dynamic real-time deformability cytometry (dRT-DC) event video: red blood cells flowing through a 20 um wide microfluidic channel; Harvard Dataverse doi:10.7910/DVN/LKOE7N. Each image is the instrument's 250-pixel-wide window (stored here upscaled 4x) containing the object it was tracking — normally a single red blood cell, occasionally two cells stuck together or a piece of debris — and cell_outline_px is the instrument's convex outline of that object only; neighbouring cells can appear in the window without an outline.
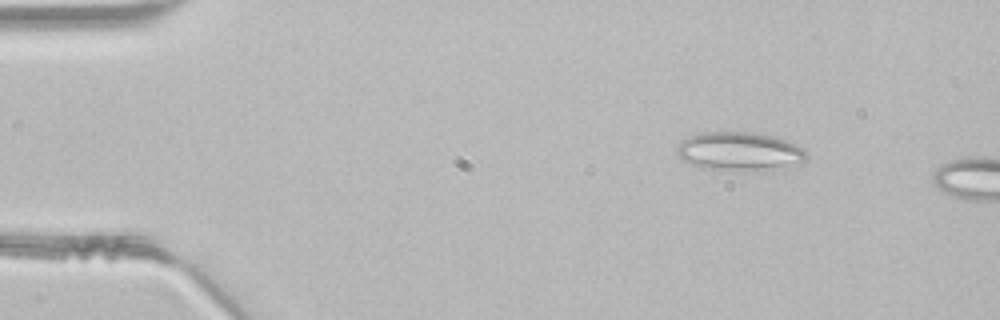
{"species": "common noctule bat (a hibernating species)", "species_latin": "Nyctalus noctula", "temperature_condition": "room temperature", "stored_images_in_passage": 8, "camera_frame_rate_fps": 3000, "um_per_image_px": 0.085, "animal": {"sex": "male", "body_mass_g": 21.5, "forearm_length_mm": 52.0}, "frame": {"image": 1, "passage_image": 5, "time_ms": 1.333, "image_size_px": [1000, 320], "cell_outline_px": [[804, 160], [772, 168], [712, 168], [692, 164], [676, 156], [676, 148], [688, 136], [704, 132], [756, 132], [776, 136], [796, 144], [804, 148]], "centroid_in_image_um": [62.79, 12.79], "position_along_channel_um": 22.2, "area_um2": 27.8}}